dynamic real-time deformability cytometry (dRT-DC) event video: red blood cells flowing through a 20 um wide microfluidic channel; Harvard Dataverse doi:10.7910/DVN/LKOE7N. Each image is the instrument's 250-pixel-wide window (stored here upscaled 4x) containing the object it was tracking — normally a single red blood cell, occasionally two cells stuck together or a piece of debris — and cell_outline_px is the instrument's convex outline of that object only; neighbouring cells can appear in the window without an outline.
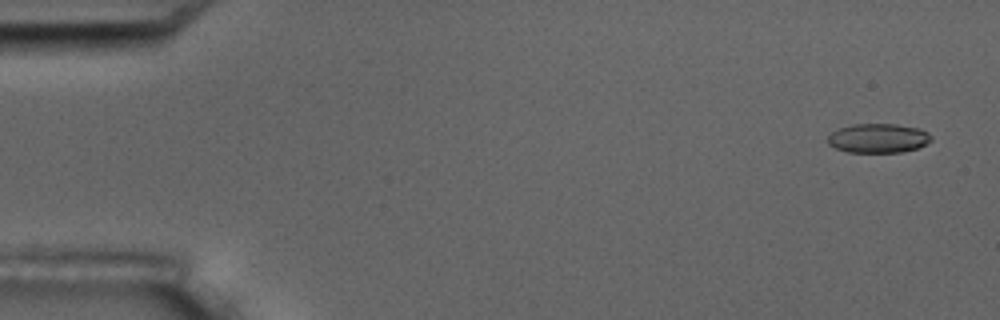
{"species": "common noctule bat (a hibernating species)", "species_latin": "Nyctalus noctula", "temperature_condition": "room temperature", "stored_images_in_passage": 5, "camera_frame_rate_fps": 3000, "um_per_image_px": 0.085, "animal": {"sex": "male", "body_mass_g": 17.5, "forearm_length_mm": 52.3}, "frame": {"image": 1, "passage_image": 1, "time_ms": 0.0, "image_size_px": [1000, 320], "cell_outline_px": [[932, 140], [916, 148], [900, 152], [848, 152], [836, 148], [828, 144], [828, 136], [836, 128], [852, 124], [896, 124], [920, 128], [928, 132], [932, 136]], "centroid_in_image_um": [74.63, 11.73], "position_along_channel_um": 10.4, "area_um2": 17.69}}
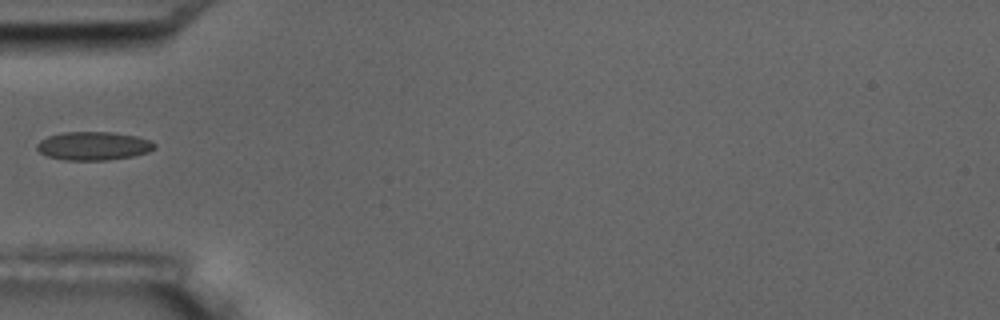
{"frame": {"image": 2, "passage_image": 5, "time_ms": 5.333, "image_size_px": [1000, 320], "cell_outline_px": [[156, 148], [148, 152], [132, 156], [108, 160], [64, 160], [48, 156], [40, 152], [36, 148], [36, 144], [40, 140], [48, 136], [64, 132], [112, 132], [136, 136], [148, 140], [156, 144]], "centroid_in_image_um": [7.94, 12.4], "position_along_channel_um": 77.1, "area_um2": 19.48}}